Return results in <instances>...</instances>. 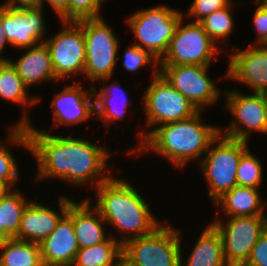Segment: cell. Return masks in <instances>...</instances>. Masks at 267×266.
<instances>
[{"instance_id": "cell-24", "label": "cell", "mask_w": 267, "mask_h": 266, "mask_svg": "<svg viewBox=\"0 0 267 266\" xmlns=\"http://www.w3.org/2000/svg\"><path fill=\"white\" fill-rule=\"evenodd\" d=\"M186 258L181 249L180 266H228L223 255L220 234L210 222L199 234Z\"/></svg>"}, {"instance_id": "cell-7", "label": "cell", "mask_w": 267, "mask_h": 266, "mask_svg": "<svg viewBox=\"0 0 267 266\" xmlns=\"http://www.w3.org/2000/svg\"><path fill=\"white\" fill-rule=\"evenodd\" d=\"M77 22L83 28L86 49L83 79L93 86L102 78H113L121 49L117 33L103 16Z\"/></svg>"}, {"instance_id": "cell-1", "label": "cell", "mask_w": 267, "mask_h": 266, "mask_svg": "<svg viewBox=\"0 0 267 266\" xmlns=\"http://www.w3.org/2000/svg\"><path fill=\"white\" fill-rule=\"evenodd\" d=\"M35 125L32 121L26 126L29 152L37 165L34 182L59 179L69 187L95 189L114 175L112 169L116 168L108 162L116 152H111L108 146L103 147L99 141L95 143L81 135L74 137L73 132L55 135L52 129H39Z\"/></svg>"}, {"instance_id": "cell-14", "label": "cell", "mask_w": 267, "mask_h": 266, "mask_svg": "<svg viewBox=\"0 0 267 266\" xmlns=\"http://www.w3.org/2000/svg\"><path fill=\"white\" fill-rule=\"evenodd\" d=\"M44 8L1 6V24L11 48L21 49L44 42L48 32Z\"/></svg>"}, {"instance_id": "cell-32", "label": "cell", "mask_w": 267, "mask_h": 266, "mask_svg": "<svg viewBox=\"0 0 267 266\" xmlns=\"http://www.w3.org/2000/svg\"><path fill=\"white\" fill-rule=\"evenodd\" d=\"M105 1L109 0H69V21L101 17Z\"/></svg>"}, {"instance_id": "cell-29", "label": "cell", "mask_w": 267, "mask_h": 266, "mask_svg": "<svg viewBox=\"0 0 267 266\" xmlns=\"http://www.w3.org/2000/svg\"><path fill=\"white\" fill-rule=\"evenodd\" d=\"M234 0L225 8L217 10L205 18H203L199 23L202 25L205 32L209 37L218 45V47L223 50V45L226 44L229 47L230 36L233 34L235 29V19L234 10L236 8Z\"/></svg>"}, {"instance_id": "cell-12", "label": "cell", "mask_w": 267, "mask_h": 266, "mask_svg": "<svg viewBox=\"0 0 267 266\" xmlns=\"http://www.w3.org/2000/svg\"><path fill=\"white\" fill-rule=\"evenodd\" d=\"M61 28L46 37L56 78L65 80L84 75L86 49L82 26L77 21H60ZM73 77V78H71Z\"/></svg>"}, {"instance_id": "cell-5", "label": "cell", "mask_w": 267, "mask_h": 266, "mask_svg": "<svg viewBox=\"0 0 267 266\" xmlns=\"http://www.w3.org/2000/svg\"><path fill=\"white\" fill-rule=\"evenodd\" d=\"M183 17L184 12L179 9L167 4H156L131 13L126 17L125 23L136 40L133 44L160 61Z\"/></svg>"}, {"instance_id": "cell-11", "label": "cell", "mask_w": 267, "mask_h": 266, "mask_svg": "<svg viewBox=\"0 0 267 266\" xmlns=\"http://www.w3.org/2000/svg\"><path fill=\"white\" fill-rule=\"evenodd\" d=\"M222 240L223 255L228 266H244L262 232L267 216L212 218L209 221Z\"/></svg>"}, {"instance_id": "cell-4", "label": "cell", "mask_w": 267, "mask_h": 266, "mask_svg": "<svg viewBox=\"0 0 267 266\" xmlns=\"http://www.w3.org/2000/svg\"><path fill=\"white\" fill-rule=\"evenodd\" d=\"M142 94L141 107L145 119L144 128L135 133L138 137L137 146L127 149L126 154H131L144 139L158 126L188 119L199 112V110L179 91H177L159 73L151 78V83ZM148 130V131H147Z\"/></svg>"}, {"instance_id": "cell-10", "label": "cell", "mask_w": 267, "mask_h": 266, "mask_svg": "<svg viewBox=\"0 0 267 266\" xmlns=\"http://www.w3.org/2000/svg\"><path fill=\"white\" fill-rule=\"evenodd\" d=\"M219 52L224 53L199 22L183 17L159 65H212L219 60Z\"/></svg>"}, {"instance_id": "cell-13", "label": "cell", "mask_w": 267, "mask_h": 266, "mask_svg": "<svg viewBox=\"0 0 267 266\" xmlns=\"http://www.w3.org/2000/svg\"><path fill=\"white\" fill-rule=\"evenodd\" d=\"M159 73L199 111L215 104L224 94L209 71L211 65H159ZM208 106V107H207Z\"/></svg>"}, {"instance_id": "cell-6", "label": "cell", "mask_w": 267, "mask_h": 266, "mask_svg": "<svg viewBox=\"0 0 267 266\" xmlns=\"http://www.w3.org/2000/svg\"><path fill=\"white\" fill-rule=\"evenodd\" d=\"M249 143L219 134L197 163L208 185V198L212 199V204L237 186L238 164L242 154L249 148Z\"/></svg>"}, {"instance_id": "cell-31", "label": "cell", "mask_w": 267, "mask_h": 266, "mask_svg": "<svg viewBox=\"0 0 267 266\" xmlns=\"http://www.w3.org/2000/svg\"><path fill=\"white\" fill-rule=\"evenodd\" d=\"M122 65L125 70L131 73H137L140 69L150 65L152 68V76L155 77L159 74V60H157L151 53L137 45L131 44L126 48L122 54ZM153 66V67H152Z\"/></svg>"}, {"instance_id": "cell-20", "label": "cell", "mask_w": 267, "mask_h": 266, "mask_svg": "<svg viewBox=\"0 0 267 266\" xmlns=\"http://www.w3.org/2000/svg\"><path fill=\"white\" fill-rule=\"evenodd\" d=\"M73 219L74 232L81 248L100 244L110 237L106 222L100 212L85 197L82 201L74 200L67 210Z\"/></svg>"}, {"instance_id": "cell-22", "label": "cell", "mask_w": 267, "mask_h": 266, "mask_svg": "<svg viewBox=\"0 0 267 266\" xmlns=\"http://www.w3.org/2000/svg\"><path fill=\"white\" fill-rule=\"evenodd\" d=\"M260 190L259 188L238 185L233 187L213 204L217 207L215 211L223 213L215 214L214 218L267 216V201Z\"/></svg>"}, {"instance_id": "cell-9", "label": "cell", "mask_w": 267, "mask_h": 266, "mask_svg": "<svg viewBox=\"0 0 267 266\" xmlns=\"http://www.w3.org/2000/svg\"><path fill=\"white\" fill-rule=\"evenodd\" d=\"M225 110L231 117L229 124L224 129L220 126V134L250 142L251 133L267 135V94L248 92L245 94L240 89L224 90Z\"/></svg>"}, {"instance_id": "cell-34", "label": "cell", "mask_w": 267, "mask_h": 266, "mask_svg": "<svg viewBox=\"0 0 267 266\" xmlns=\"http://www.w3.org/2000/svg\"><path fill=\"white\" fill-rule=\"evenodd\" d=\"M257 5L252 14V26L255 31V41L250 45H267V4L259 0H253Z\"/></svg>"}, {"instance_id": "cell-27", "label": "cell", "mask_w": 267, "mask_h": 266, "mask_svg": "<svg viewBox=\"0 0 267 266\" xmlns=\"http://www.w3.org/2000/svg\"><path fill=\"white\" fill-rule=\"evenodd\" d=\"M0 266H44L39 244L16 238L1 241Z\"/></svg>"}, {"instance_id": "cell-19", "label": "cell", "mask_w": 267, "mask_h": 266, "mask_svg": "<svg viewBox=\"0 0 267 266\" xmlns=\"http://www.w3.org/2000/svg\"><path fill=\"white\" fill-rule=\"evenodd\" d=\"M111 78H102L96 83H100V87L93 85L94 107L96 122L102 121L107 132L110 127L118 124V120H124L129 108V97L127 90L123 89L121 82L118 80L111 81ZM116 123V124H115ZM112 125V126H111Z\"/></svg>"}, {"instance_id": "cell-38", "label": "cell", "mask_w": 267, "mask_h": 266, "mask_svg": "<svg viewBox=\"0 0 267 266\" xmlns=\"http://www.w3.org/2000/svg\"><path fill=\"white\" fill-rule=\"evenodd\" d=\"M116 266H132V265L122 257V258L117 262Z\"/></svg>"}, {"instance_id": "cell-28", "label": "cell", "mask_w": 267, "mask_h": 266, "mask_svg": "<svg viewBox=\"0 0 267 266\" xmlns=\"http://www.w3.org/2000/svg\"><path fill=\"white\" fill-rule=\"evenodd\" d=\"M122 257V245L110 236L100 244L79 249L72 266H116Z\"/></svg>"}, {"instance_id": "cell-23", "label": "cell", "mask_w": 267, "mask_h": 266, "mask_svg": "<svg viewBox=\"0 0 267 266\" xmlns=\"http://www.w3.org/2000/svg\"><path fill=\"white\" fill-rule=\"evenodd\" d=\"M29 92L11 62L0 64V100L22 107V116L13 125H29L33 120L29 115L31 108L42 102L40 94L31 96Z\"/></svg>"}, {"instance_id": "cell-36", "label": "cell", "mask_w": 267, "mask_h": 266, "mask_svg": "<svg viewBox=\"0 0 267 266\" xmlns=\"http://www.w3.org/2000/svg\"><path fill=\"white\" fill-rule=\"evenodd\" d=\"M9 45L10 44L8 43V41L5 37L4 29H3L2 24H1V5H0V64L10 62L11 58H8L7 55H6V57H5V55H3L4 54L3 51L6 50L5 48Z\"/></svg>"}, {"instance_id": "cell-21", "label": "cell", "mask_w": 267, "mask_h": 266, "mask_svg": "<svg viewBox=\"0 0 267 266\" xmlns=\"http://www.w3.org/2000/svg\"><path fill=\"white\" fill-rule=\"evenodd\" d=\"M22 50L26 51L22 52L16 60L11 58L10 62L16 68L18 75L28 89H31L33 85H41L46 82L61 83L54 74L50 51L45 42Z\"/></svg>"}, {"instance_id": "cell-30", "label": "cell", "mask_w": 267, "mask_h": 266, "mask_svg": "<svg viewBox=\"0 0 267 266\" xmlns=\"http://www.w3.org/2000/svg\"><path fill=\"white\" fill-rule=\"evenodd\" d=\"M263 162L248 148L241 156L237 169V185L261 189L264 180Z\"/></svg>"}, {"instance_id": "cell-35", "label": "cell", "mask_w": 267, "mask_h": 266, "mask_svg": "<svg viewBox=\"0 0 267 266\" xmlns=\"http://www.w3.org/2000/svg\"><path fill=\"white\" fill-rule=\"evenodd\" d=\"M244 266H267V228L260 235Z\"/></svg>"}, {"instance_id": "cell-26", "label": "cell", "mask_w": 267, "mask_h": 266, "mask_svg": "<svg viewBox=\"0 0 267 266\" xmlns=\"http://www.w3.org/2000/svg\"><path fill=\"white\" fill-rule=\"evenodd\" d=\"M25 196L21 188H16L0 201V242L18 234L23 212L32 201Z\"/></svg>"}, {"instance_id": "cell-3", "label": "cell", "mask_w": 267, "mask_h": 266, "mask_svg": "<svg viewBox=\"0 0 267 266\" xmlns=\"http://www.w3.org/2000/svg\"><path fill=\"white\" fill-rule=\"evenodd\" d=\"M202 114L199 111L188 119L156 127L130 155L139 157L151 151L183 170L192 161L199 163L220 134L219 125L207 124Z\"/></svg>"}, {"instance_id": "cell-18", "label": "cell", "mask_w": 267, "mask_h": 266, "mask_svg": "<svg viewBox=\"0 0 267 266\" xmlns=\"http://www.w3.org/2000/svg\"><path fill=\"white\" fill-rule=\"evenodd\" d=\"M39 246L44 266H72L80 249L73 219L66 213Z\"/></svg>"}, {"instance_id": "cell-39", "label": "cell", "mask_w": 267, "mask_h": 266, "mask_svg": "<svg viewBox=\"0 0 267 266\" xmlns=\"http://www.w3.org/2000/svg\"><path fill=\"white\" fill-rule=\"evenodd\" d=\"M259 1L267 4V0H259Z\"/></svg>"}, {"instance_id": "cell-16", "label": "cell", "mask_w": 267, "mask_h": 266, "mask_svg": "<svg viewBox=\"0 0 267 266\" xmlns=\"http://www.w3.org/2000/svg\"><path fill=\"white\" fill-rule=\"evenodd\" d=\"M80 81L79 77L75 79L74 84L62 85L59 92H54V98L50 102L53 127L68 126L69 128L82 124L88 119H95L93 86L89 85L87 90Z\"/></svg>"}, {"instance_id": "cell-17", "label": "cell", "mask_w": 267, "mask_h": 266, "mask_svg": "<svg viewBox=\"0 0 267 266\" xmlns=\"http://www.w3.org/2000/svg\"><path fill=\"white\" fill-rule=\"evenodd\" d=\"M58 197V211L51 205L33 199L23 212L18 234L14 238L40 244L48 237L74 201L66 194H60Z\"/></svg>"}, {"instance_id": "cell-37", "label": "cell", "mask_w": 267, "mask_h": 266, "mask_svg": "<svg viewBox=\"0 0 267 266\" xmlns=\"http://www.w3.org/2000/svg\"><path fill=\"white\" fill-rule=\"evenodd\" d=\"M12 190L13 188L9 184L0 182V201L4 199Z\"/></svg>"}, {"instance_id": "cell-15", "label": "cell", "mask_w": 267, "mask_h": 266, "mask_svg": "<svg viewBox=\"0 0 267 266\" xmlns=\"http://www.w3.org/2000/svg\"><path fill=\"white\" fill-rule=\"evenodd\" d=\"M233 52L228 53L229 60L226 75L217 80H226L241 83L251 92L267 94V45H248L239 50L234 45Z\"/></svg>"}, {"instance_id": "cell-33", "label": "cell", "mask_w": 267, "mask_h": 266, "mask_svg": "<svg viewBox=\"0 0 267 266\" xmlns=\"http://www.w3.org/2000/svg\"><path fill=\"white\" fill-rule=\"evenodd\" d=\"M233 0H192L188 11L184 12L185 19L200 22L209 14L227 7Z\"/></svg>"}, {"instance_id": "cell-8", "label": "cell", "mask_w": 267, "mask_h": 266, "mask_svg": "<svg viewBox=\"0 0 267 266\" xmlns=\"http://www.w3.org/2000/svg\"><path fill=\"white\" fill-rule=\"evenodd\" d=\"M167 222L165 218L152 233L122 245L123 258L132 266H180L184 230Z\"/></svg>"}, {"instance_id": "cell-2", "label": "cell", "mask_w": 267, "mask_h": 266, "mask_svg": "<svg viewBox=\"0 0 267 266\" xmlns=\"http://www.w3.org/2000/svg\"><path fill=\"white\" fill-rule=\"evenodd\" d=\"M93 192L96 196L94 202L92 196L86 198L100 212L108 227H112L111 232L115 230L110 236L121 245L152 233L163 223L155 217L151 204L141 191L127 179L115 176V173ZM115 233H119L118 237Z\"/></svg>"}, {"instance_id": "cell-25", "label": "cell", "mask_w": 267, "mask_h": 266, "mask_svg": "<svg viewBox=\"0 0 267 266\" xmlns=\"http://www.w3.org/2000/svg\"><path fill=\"white\" fill-rule=\"evenodd\" d=\"M7 130L5 140L0 141V182L9 184L16 189L19 188L18 181L21 180V173H19L20 167L13 155L14 152L10 149L12 146H16L25 148L29 152V138L26 126L11 124Z\"/></svg>"}]
</instances>
